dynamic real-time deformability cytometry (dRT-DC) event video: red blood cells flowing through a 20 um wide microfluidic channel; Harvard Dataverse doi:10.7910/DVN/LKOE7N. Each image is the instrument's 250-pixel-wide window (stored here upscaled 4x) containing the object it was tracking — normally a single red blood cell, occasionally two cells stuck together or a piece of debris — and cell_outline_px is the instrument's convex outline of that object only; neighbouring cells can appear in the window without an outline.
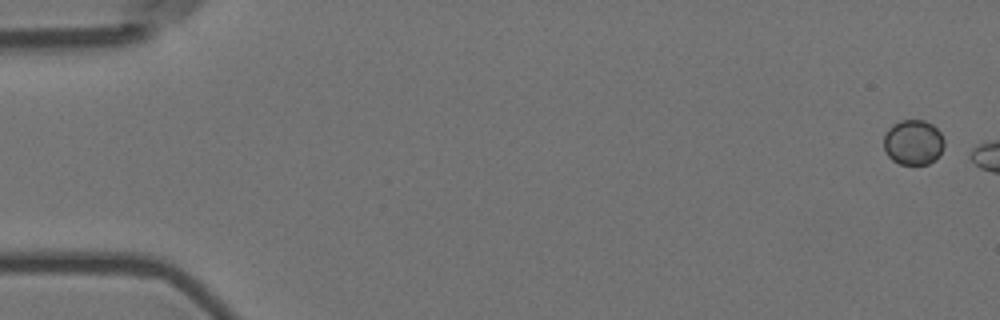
{"species": "Egyptian fruit bat (a non-hibernating species)", "species_latin": "Rousettus aegyptiacus", "temperature_condition": "room temperature", "stored_images_in_passage": 2, "camera_frame_rate_fps": 3000, "um_per_image_px": 0.085, "animal": {"sex": "female"}, "frame": {"image": 1, "passage_image": 1, "time_ms": 0.0, "image_size_px": [1000, 320], "cell_outline_px": [[944, 148], [940, 156], [936, 160], [928, 164], [900, 164], [892, 160], [884, 152], [884, 136], [888, 128], [892, 124], [900, 120], [924, 120], [932, 124], [940, 132], [944, 140]], "centroid_in_image_um": [77.63, 12.1], "position_along_channel_um": 7.4, "area_um2": 16.18}}